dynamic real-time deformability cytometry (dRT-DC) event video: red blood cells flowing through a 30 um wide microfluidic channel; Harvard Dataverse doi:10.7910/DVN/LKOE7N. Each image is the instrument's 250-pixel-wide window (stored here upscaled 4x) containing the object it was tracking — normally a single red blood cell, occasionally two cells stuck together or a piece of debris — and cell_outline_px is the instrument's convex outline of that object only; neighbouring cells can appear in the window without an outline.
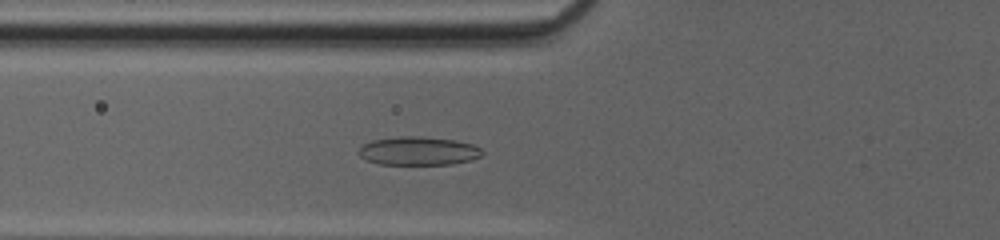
{"species": "common noctule bat (a hibernating species)", "species_latin": "Nyctalus noctula", "temperature_condition": "cold", "stored_images_in_passage": 49, "camera_frame_rate_fps": 3000, "um_per_image_px": 0.085, "animal": {"sex": "female", "body_mass_g": 20.0, "forearm_length_mm": 54.0}, "frame": {"image": 1, "passage_image": 19, "time_ms": 6.0, "image_size_px": [1000, 240], "cell_outline_px": [[484, 152], [480, 156], [468, 160], [452, 164], [380, 164], [364, 160], [356, 152], [364, 144], [372, 140], [396, 136], [424, 136], [456, 140], [472, 144], [480, 148]], "centroid_in_image_um": [35.52, 12.82], "position_along_channel_um": 90.3, "area_um2": 20.63}}
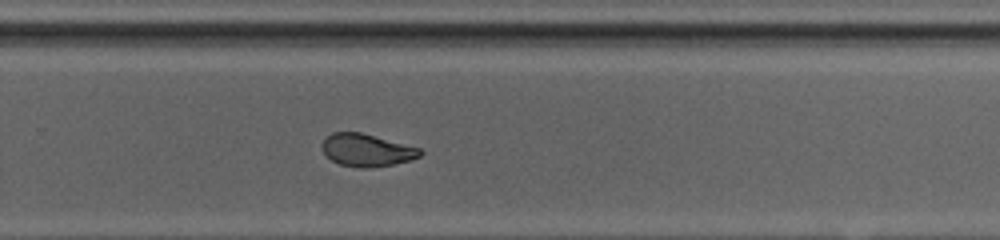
{"frame": {"image": 2, "passage_image": 34, "time_ms": 11.0, "image_size_px": [1000, 240], "cell_outline_px": [[424, 152], [420, 156], [412, 160], [392, 164], [368, 168], [360, 168], [340, 164], [324, 156], [320, 148], [320, 144], [332, 132], [360, 132], [420, 148]], "centroid_in_image_um": [31.14, 12.76], "position_along_channel_um": 298.7, "area_um2": 18.67}}
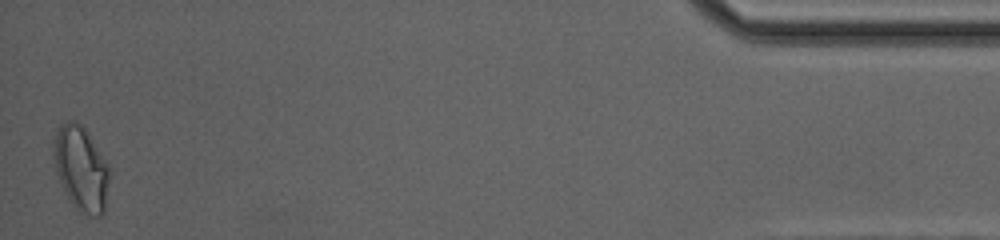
{"frame": {"image": 3, "passage_image": 49, "time_ms": 16.0, "image_size_px": [1000, 240], "cell_outline_px": [[112, 172], [104, 212], [100, 216], [92, 216], [80, 212], [72, 204], [56, 172], [52, 156], [52, 144], [56, 128], [64, 120], [76, 120], [88, 132], [108, 164]], "centroid_in_image_um": [6.9, 14.28], "position_along_channel_um": 428.3, "area_um2": 28.15}, "authors_computed_cell_mechanics": {"area_um2": 20.1722, "velocity_mm_per_s": 4.1616, "shape_relaxation_time_tau1_ms": null, "shape_relaxation_time_tau2_ms": 1.5355, "deformation_change_tau1": null, "deformation_change_tau2": 0.0612}}